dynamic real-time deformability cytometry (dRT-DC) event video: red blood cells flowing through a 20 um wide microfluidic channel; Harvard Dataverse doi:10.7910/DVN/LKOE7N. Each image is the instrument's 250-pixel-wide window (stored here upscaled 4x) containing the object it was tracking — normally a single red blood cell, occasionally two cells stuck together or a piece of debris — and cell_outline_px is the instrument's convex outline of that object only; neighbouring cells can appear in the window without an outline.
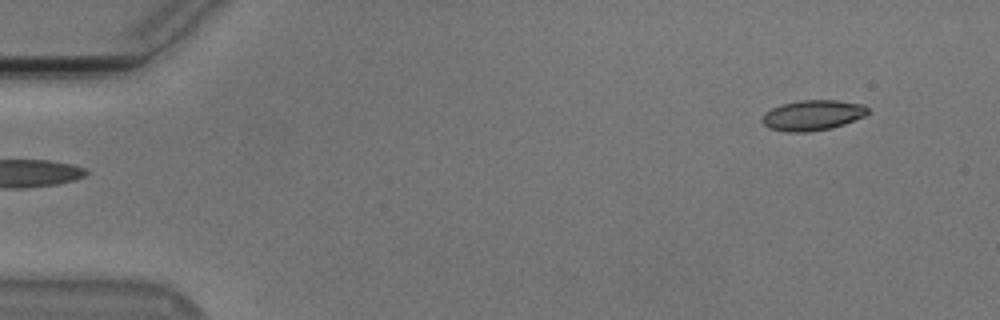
{"species": "Egyptian fruit bat (a non-hibernating species)", "species_latin": "Rousettus aegyptiacus", "temperature_condition": "cold", "stored_images_in_passage": 51, "camera_frame_rate_fps": 3000, "um_per_image_px": 0.085, "animal": {"sex": "male"}, "frame": {"image": 1, "passage_image": 1, "time_ms": 0.0, "image_size_px": [1000, 320], "cell_outline_px": [[868, 112], [864, 116], [844, 124], [832, 128], [808, 132], [788, 132], [768, 128], [760, 120], [764, 112], [780, 104], [800, 100], [836, 100], [864, 104], [868, 108]], "centroid_in_image_um": [69.04, 9.79], "position_along_channel_um": 16.0, "area_um2": 18.84}}
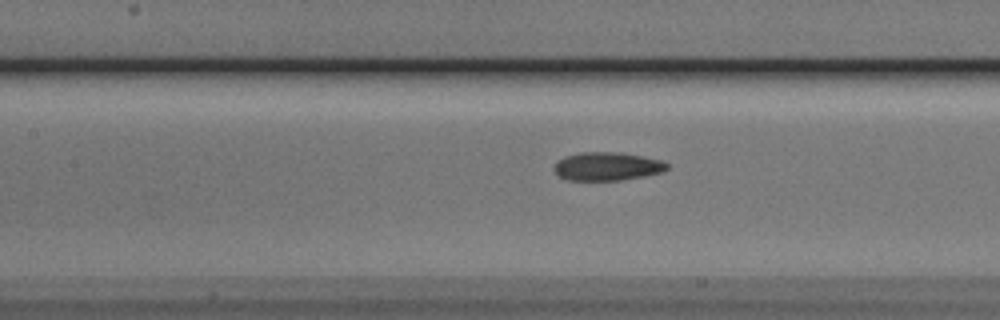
{"frame": {"image": 2, "passage_image": 21, "time_ms": 6.667, "image_size_px": [1000, 320], "cell_outline_px": [[668, 168], [664, 172], [644, 176], [620, 180], [568, 180], [560, 176], [552, 168], [556, 160], [564, 156], [580, 152], [620, 152], [644, 156], [660, 160], [668, 164]], "centroid_in_image_um": [51.59, 14.13], "position_along_channel_um": 155.8, "area_um2": 18.84}}
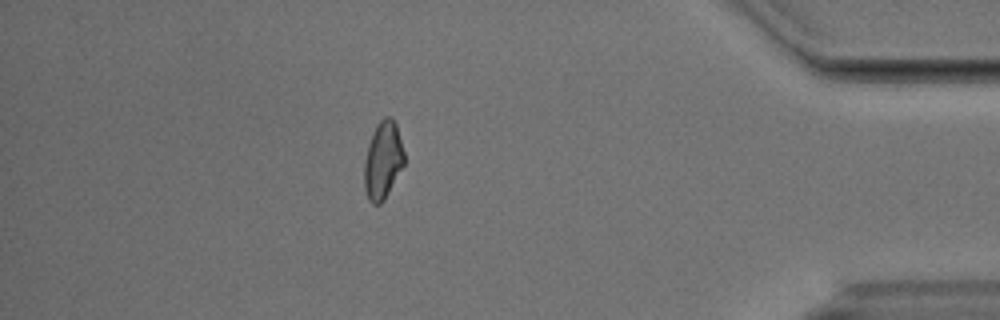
{"frame": {"image": 3, "passage_image": 44, "time_ms": 14.333, "image_size_px": [1000, 320], "cell_outline_px": [[404, 164], [384, 200], [380, 204], [372, 204], [368, 200], [364, 188], [364, 164], [368, 144], [376, 124], [384, 116], [392, 116], [396, 124], [404, 152]], "centroid_in_image_um": [32.53, 13.62], "position_along_channel_um": 402.7, "area_um2": 18.09}, "authors_computed_cell_mechanics": {"area_um2": 18.5538, "velocity_mm_per_s": 3.7684, "shape_relaxation_time_tau1_ms": 5.7903, "shape_relaxation_time_tau2_ms": 3.63, "deformation_change_tau1": 0.1322, "deformation_change_tau2": 0.0928}}